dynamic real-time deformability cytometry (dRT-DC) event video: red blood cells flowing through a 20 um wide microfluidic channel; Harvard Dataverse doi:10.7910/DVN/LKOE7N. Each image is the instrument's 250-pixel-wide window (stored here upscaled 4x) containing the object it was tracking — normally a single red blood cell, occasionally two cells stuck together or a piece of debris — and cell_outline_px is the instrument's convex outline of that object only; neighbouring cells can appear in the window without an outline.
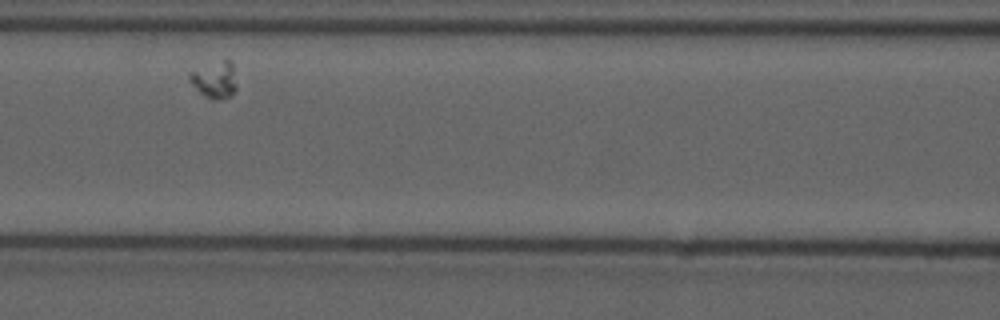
{"species": "common noctule bat (a hibernating species)", "species_latin": "Nyctalus noctula", "temperature_condition": "cold", "stored_images_in_passage": 29, "camera_frame_rate_fps": 3000, "um_per_image_px": 0.085, "animal": {"sex": "male", "forearm_length_mm": 52.5}, "frame": {"image": 1, "passage_image": 9, "time_ms": 2.667, "image_size_px": [1000, 320], "cell_outline_px": [[236, 92], [232, 96], [220, 100], [212, 100], [200, 92], [192, 84], [188, 76], [192, 72], [224, 56], [228, 56], [232, 60], [236, 88]], "centroid_in_image_um": [18.32, 6.74], "position_along_channel_um": 148.3, "area_um2": 10.35}}
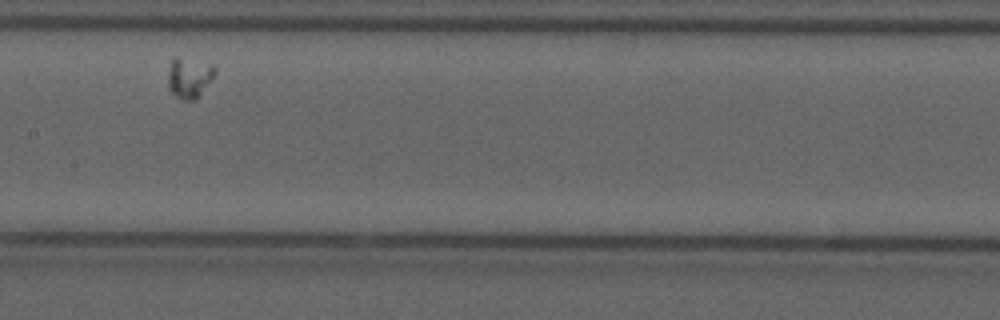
{"frame": {"image": 2, "passage_image": 13, "time_ms": 4.0, "image_size_px": [1000, 320], "cell_outline_px": [[216, 72], [196, 100], [184, 100], [176, 96], [168, 88], [168, 76], [172, 56], [176, 56], [216, 64]], "centroid_in_image_um": [16.09, 6.56], "position_along_channel_um": 191.3, "area_um2": 11.21}}